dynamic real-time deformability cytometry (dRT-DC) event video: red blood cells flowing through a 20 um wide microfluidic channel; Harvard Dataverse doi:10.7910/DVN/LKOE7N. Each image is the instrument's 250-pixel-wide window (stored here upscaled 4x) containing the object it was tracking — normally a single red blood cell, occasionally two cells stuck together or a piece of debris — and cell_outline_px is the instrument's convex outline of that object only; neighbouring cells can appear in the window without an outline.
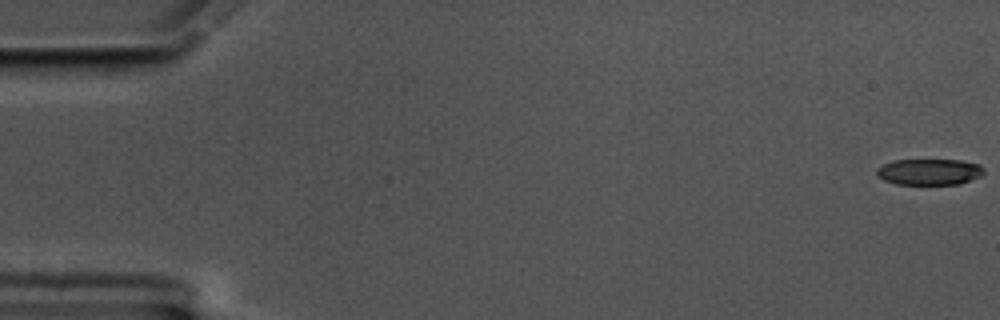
{"species": "common noctule bat (a hibernating species)", "species_latin": "Nyctalus noctula", "temperature_condition": "cold", "stored_images_in_passage": 58, "camera_frame_rate_fps": 3000, "um_per_image_px": 0.085, "animal": {"sex": "male", "body_mass_g": 17.5, "forearm_length_mm": 52.3}, "frame": {"image": 1, "passage_image": 1, "time_ms": 0.0, "image_size_px": [1000, 320], "cell_outline_px": [[984, 172], [980, 176], [960, 184], [896, 184], [884, 180], [876, 176], [876, 168], [892, 160], [960, 160], [980, 164], [984, 168]], "centroid_in_image_um": [78.98, 14.6], "position_along_channel_um": 6.0, "area_um2": 16.42}}
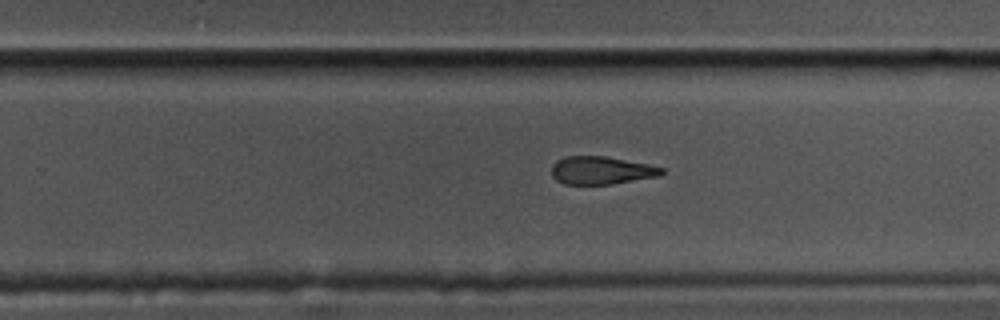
{"frame": {"image": 2, "passage_image": 37, "time_ms": 12.0, "image_size_px": [1000, 320], "cell_outline_px": [[664, 172], [660, 176], [612, 184], [564, 184], [556, 180], [552, 176], [552, 164], [556, 160], [564, 156], [604, 156], [648, 164], [664, 168]], "centroid_in_image_um": [51.1, 14.48], "position_along_channel_um": 278.7, "area_um2": 17.98}}
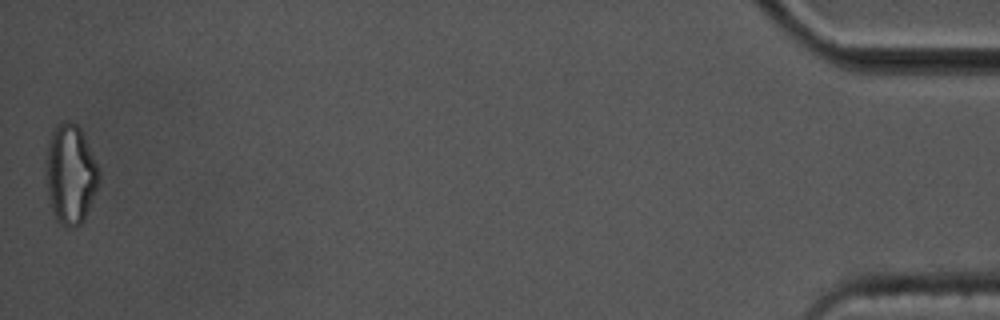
{"frame": {"image": 3, "passage_image": 58, "time_ms": 19.0, "image_size_px": [1000, 320], "cell_outline_px": [[100, 180], [84, 220], [76, 228], [68, 228], [60, 224], [56, 220], [52, 208], [48, 192], [44, 172], [44, 160], [52, 128], [64, 120], [68, 120], [76, 124], [80, 128], [84, 136], [100, 172]], "centroid_in_image_um": [5.96, 14.8], "position_along_channel_um": 429.2, "area_um2": 31.1}, "authors_computed_cell_mechanics": {"area_um2": 19.5653, "velocity_mm_per_s": 3.5068, "shape_relaxation_time_tau1_ms": null, "shape_relaxation_time_tau2_ms": 6.4967, "deformation_change_tau1": null, "deformation_change_tau2": 0.1614}}